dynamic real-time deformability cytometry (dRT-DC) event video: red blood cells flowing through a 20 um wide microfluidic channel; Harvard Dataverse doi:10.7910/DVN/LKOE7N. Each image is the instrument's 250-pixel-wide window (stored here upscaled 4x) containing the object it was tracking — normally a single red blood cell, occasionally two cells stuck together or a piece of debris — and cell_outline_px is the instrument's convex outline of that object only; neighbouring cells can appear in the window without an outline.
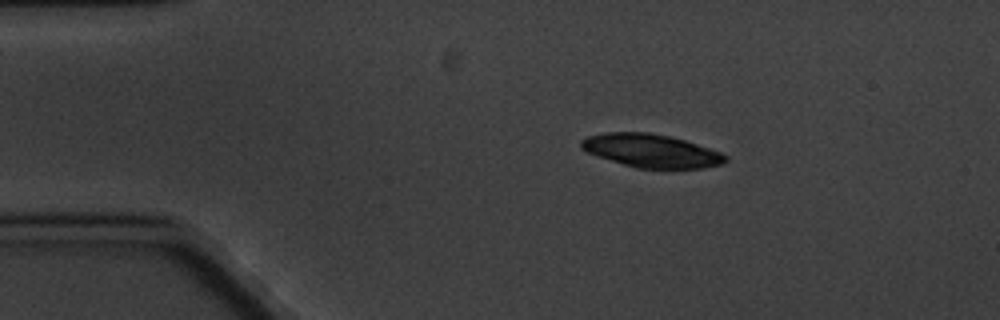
{"species": "common noctule bat (a hibernating species)", "species_latin": "Nyctalus noctula", "temperature_condition": "cold", "stored_images_in_passage": 3, "segment_of_instrument_passage": [1, 2], "camera_frame_rate_fps": 3000, "um_per_image_px": 0.085, "animal": {"sex": "male", "body_mass_g": 20.1, "forearm_length_mm": 53.5}, "frame": {"image": 1, "passage_image": 1, "time_ms": 0.0, "image_size_px": [1000, 320], "cell_outline_px": [[728, 160], [720, 164], [704, 168], [636, 168], [596, 156], [580, 148], [580, 140], [588, 136], [608, 132], [648, 132], [668, 136], [684, 140], [720, 152], [728, 156]], "centroid_in_image_um": [55.32, 12.81], "position_along_channel_um": 29.7, "area_um2": 27.8}}